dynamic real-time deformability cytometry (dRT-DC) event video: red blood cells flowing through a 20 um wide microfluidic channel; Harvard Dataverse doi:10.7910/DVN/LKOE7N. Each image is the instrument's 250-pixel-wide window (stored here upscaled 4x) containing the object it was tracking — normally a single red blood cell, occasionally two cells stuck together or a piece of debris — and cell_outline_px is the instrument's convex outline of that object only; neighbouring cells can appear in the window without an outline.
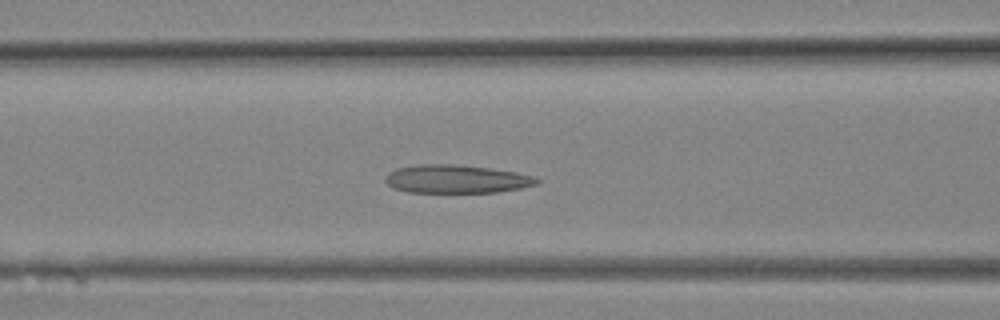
{"species": "Egyptian fruit bat (a non-hibernating species)", "species_latin": "Rousettus aegyptiacus", "temperature_condition": "room temperature", "stored_images_in_passage": 9, "camera_frame_rate_fps": 3000, "um_per_image_px": 0.085, "animal": {"sex": "female"}, "frame": {"image": 1, "passage_image": 7, "time_ms": 2.0, "image_size_px": [1000, 320], "cell_outline_px": [[540, 180], [536, 184], [520, 188], [496, 192], [408, 192], [392, 188], [384, 180], [384, 176], [388, 172], [396, 168], [416, 164], [452, 164], [488, 168], [516, 172], [536, 176]], "centroid_in_image_um": [38.74, 15.21], "position_along_channel_um": 127.9, "area_um2": 25.03}}
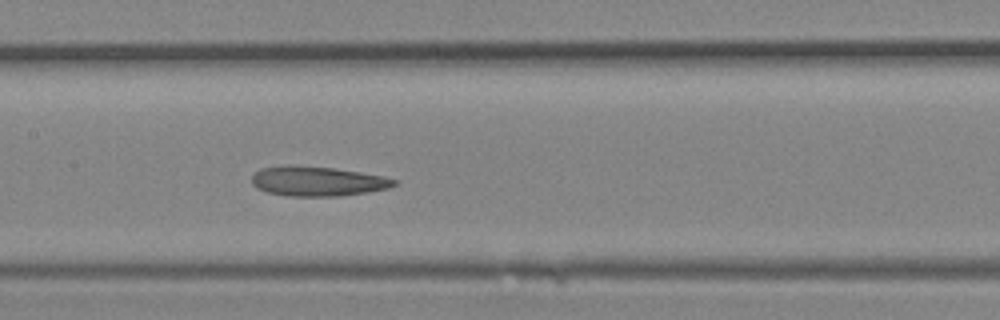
{"frame": {"image": 2, "passage_image": 9, "time_ms": 2.667, "image_size_px": [1000, 320], "cell_outline_px": [[400, 180], [396, 184], [388, 188], [340, 196], [288, 196], [268, 192], [256, 188], [252, 184], [252, 176], [260, 168], [284, 164], [292, 164], [336, 168], [384, 176]], "centroid_in_image_um": [26.96, 15.38], "position_along_channel_um": 180.4, "area_um2": 24.91}}